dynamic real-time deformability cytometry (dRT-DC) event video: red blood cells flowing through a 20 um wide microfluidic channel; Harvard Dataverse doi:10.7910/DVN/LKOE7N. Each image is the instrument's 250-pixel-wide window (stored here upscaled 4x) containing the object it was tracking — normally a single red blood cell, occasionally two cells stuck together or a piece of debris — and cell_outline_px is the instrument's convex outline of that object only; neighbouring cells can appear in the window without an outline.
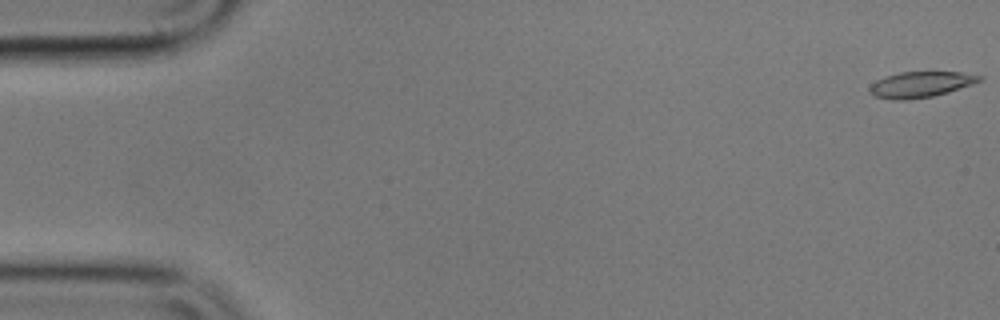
{"species": "common noctule bat (a hibernating species)", "species_latin": "Nyctalus noctula", "temperature_condition": "cold", "stored_images_in_passage": 56, "camera_frame_rate_fps": 3000, "um_per_image_px": 0.085, "animal": {"sex": "male", "body_mass_g": 17.9}, "frame": {"image": 1, "passage_image": 1, "time_ms": 0.0, "image_size_px": [1000, 320], "cell_outline_px": [[984, 80], [948, 92], [932, 96], [908, 100], [892, 100], [872, 96], [868, 92], [868, 88], [876, 80], [884, 76], [900, 72], [960, 72], [984, 76]], "centroid_in_image_um": [78.22, 7.18], "position_along_channel_um": 6.8, "area_um2": 16.7}}
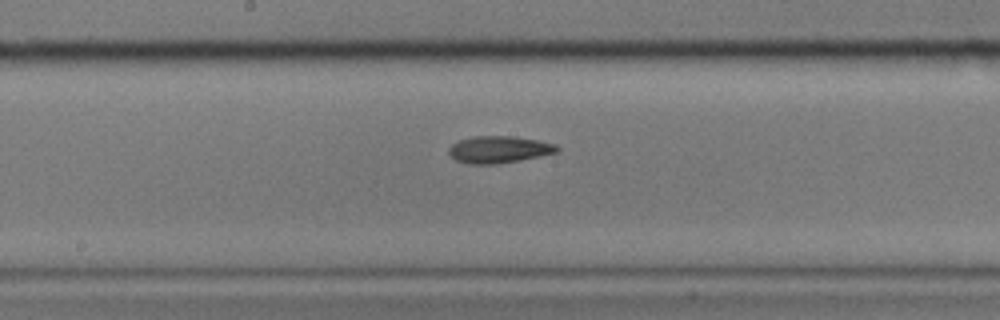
{"frame": {"image": 2, "passage_image": 29, "time_ms": 9.333, "image_size_px": [1000, 320], "cell_outline_px": [[560, 152], [520, 160], [496, 164], [468, 164], [456, 160], [448, 152], [448, 148], [452, 144], [460, 140], [472, 136], [508, 136], [536, 140], [556, 144], [560, 148]], "centroid_in_image_um": [42.42, 12.71], "position_along_channel_um": 205.8, "area_um2": 16.99}}
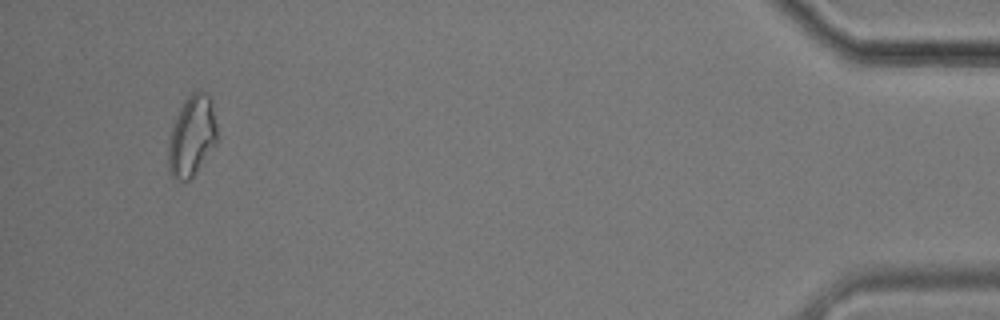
{"frame": {"image": 3, "passage_image": 53, "time_ms": 17.333, "image_size_px": [1000, 320], "cell_outline_px": [[216, 144], [196, 172], [188, 180], [176, 180], [168, 172], [168, 140], [176, 116], [184, 100], [196, 88], [200, 88], [212, 100], [216, 124]], "centroid_in_image_um": [16.3, 11.54], "position_along_channel_um": 418.9, "area_um2": 23.06}, "authors_computed_cell_mechanics": {"area_um2": 17.1666, "velocity_mm_per_s": 3.593, "shape_relaxation_time_tau1_ms": 3.8429, "shape_relaxation_time_tau2_ms": 6.9821, "deformation_change_tau1": 0.1725, "deformation_change_tau2": 0.1529}}